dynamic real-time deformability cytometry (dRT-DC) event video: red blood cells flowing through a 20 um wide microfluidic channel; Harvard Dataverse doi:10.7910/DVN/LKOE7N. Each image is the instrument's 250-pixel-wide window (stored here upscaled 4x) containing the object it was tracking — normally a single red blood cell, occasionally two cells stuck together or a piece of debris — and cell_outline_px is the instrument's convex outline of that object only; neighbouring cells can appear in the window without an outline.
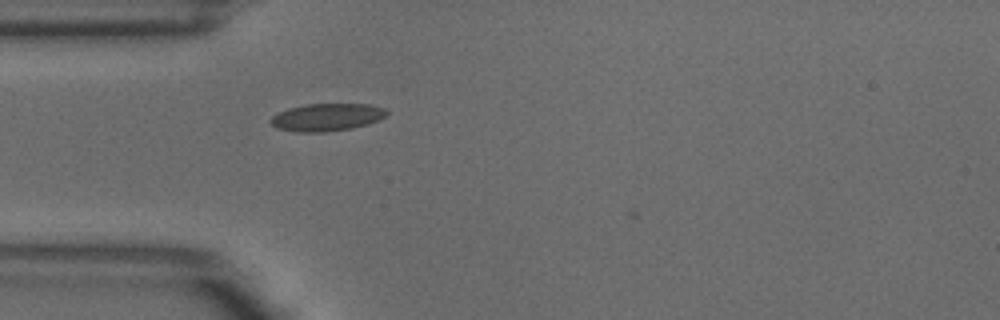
{"species": "common noctule bat (a hibernating species)", "species_latin": "Nyctalus noctula", "temperature_condition": "warm", "stored_images_in_passage": 1, "camera_frame_rate_fps": 3000, "um_per_image_px": 0.085, "animal": {"sex": "male", "body_mass_g": 18.8}, "frame": {"image": 1, "passage_image": 1, "time_ms": 0.0, "image_size_px": [1000, 320], "cell_outline_px": [[388, 112], [384, 116], [368, 124], [352, 128], [324, 132], [296, 132], [276, 128], [268, 120], [276, 112], [288, 108], [304, 104], [368, 104], [384, 108]], "centroid_in_image_um": [27.71, 9.96], "position_along_channel_um": 57.3, "area_um2": 18.67}}